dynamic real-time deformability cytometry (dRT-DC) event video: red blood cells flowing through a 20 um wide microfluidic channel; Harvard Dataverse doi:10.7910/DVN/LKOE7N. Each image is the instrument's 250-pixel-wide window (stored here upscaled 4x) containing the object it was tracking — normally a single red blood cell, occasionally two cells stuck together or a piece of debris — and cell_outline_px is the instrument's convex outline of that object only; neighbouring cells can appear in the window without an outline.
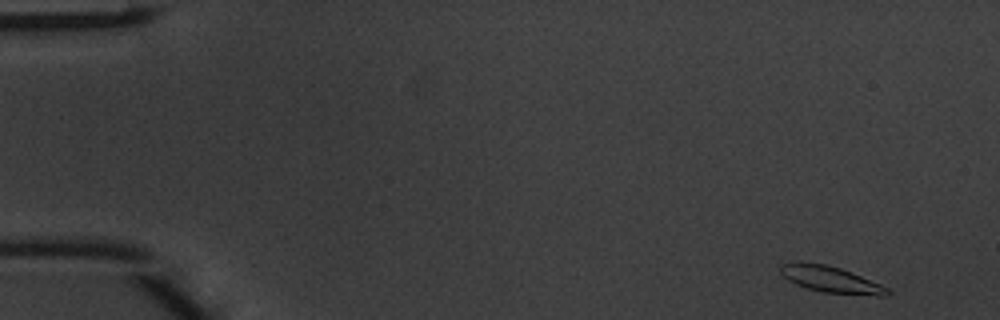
{"species": "common noctule bat (a hibernating species)", "species_latin": "Nyctalus noctula", "temperature_condition": "warm", "stored_images_in_passage": 11, "camera_frame_rate_fps": 3000, "um_per_image_px": 0.085, "animal": {"sex": "male", "body_mass_g": 20.1, "forearm_length_mm": 53.5}, "frame": {"image": 1, "passage_image": 1, "time_ms": 0.0, "image_size_px": [1000, 320], "cell_outline_px": [[892, 292], [888, 296], [876, 296], [824, 292], [808, 288], [796, 284], [788, 280], [780, 272], [780, 264], [800, 260], [824, 264], [840, 268], [852, 272], [880, 284], [888, 288]], "centroid_in_image_um": [70.62, 23.74], "position_along_channel_um": 14.4, "area_um2": 16.59}}